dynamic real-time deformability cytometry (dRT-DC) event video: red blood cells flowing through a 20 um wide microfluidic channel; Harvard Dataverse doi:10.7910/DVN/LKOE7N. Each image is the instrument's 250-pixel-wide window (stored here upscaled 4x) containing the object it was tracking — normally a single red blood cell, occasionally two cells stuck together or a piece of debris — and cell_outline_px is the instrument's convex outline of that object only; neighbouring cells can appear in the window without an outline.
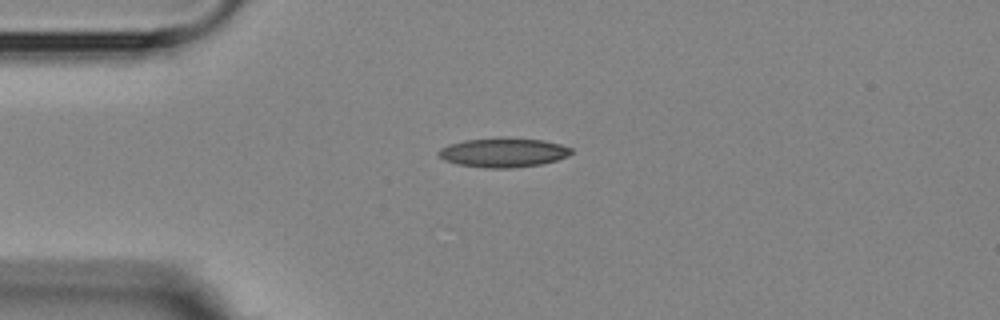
{"species": "Egyptian fruit bat (a non-hibernating species)", "species_latin": "Rousettus aegyptiacus", "temperature_condition": "room temperature", "stored_images_in_passage": 6, "camera_frame_rate_fps": 3000, "um_per_image_px": 0.085, "animal": {"sex": "female"}, "frame": {"image": 1, "passage_image": 1, "time_ms": 0.0, "image_size_px": [1000, 320], "cell_outline_px": [[572, 152], [568, 156], [556, 160], [540, 164], [512, 168], [484, 168], [456, 164], [444, 160], [436, 152], [440, 148], [448, 144], [464, 140], [504, 136], [508, 136], [544, 140], [560, 144], [572, 148]], "centroid_in_image_um": [42.76, 12.94], "position_along_channel_um": 42.2, "area_um2": 23.12}}
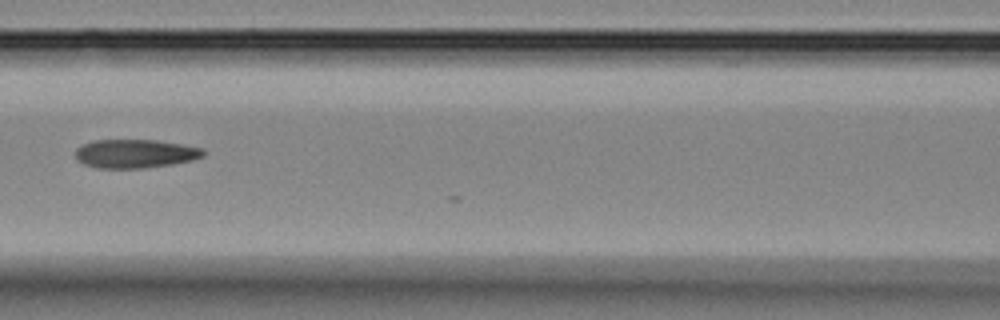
{"frame": {"image": 2, "passage_image": 4, "time_ms": 3.667, "image_size_px": [1000, 320], "cell_outline_px": [[204, 156], [192, 160], [172, 164], [144, 168], [96, 168], [84, 164], [76, 160], [76, 148], [92, 140], [156, 140], [204, 148]], "centroid_in_image_um": [11.48, 13.06], "position_along_channel_um": 155.1, "area_um2": 21.39}}
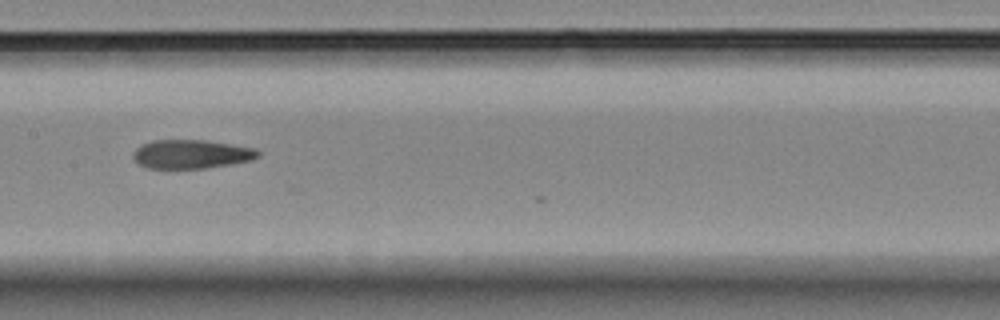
{"frame": {"image": 3, "passage_image": 5, "time_ms": 4.667, "image_size_px": [1000, 320], "cell_outline_px": [[260, 156], [252, 160], [232, 164], [204, 168], [148, 168], [136, 164], [132, 156], [132, 152], [140, 144], [152, 140], [204, 140], [256, 148], [260, 152]], "centroid_in_image_um": [16.23, 13.1], "position_along_channel_um": 191.2, "area_um2": 21.21}}